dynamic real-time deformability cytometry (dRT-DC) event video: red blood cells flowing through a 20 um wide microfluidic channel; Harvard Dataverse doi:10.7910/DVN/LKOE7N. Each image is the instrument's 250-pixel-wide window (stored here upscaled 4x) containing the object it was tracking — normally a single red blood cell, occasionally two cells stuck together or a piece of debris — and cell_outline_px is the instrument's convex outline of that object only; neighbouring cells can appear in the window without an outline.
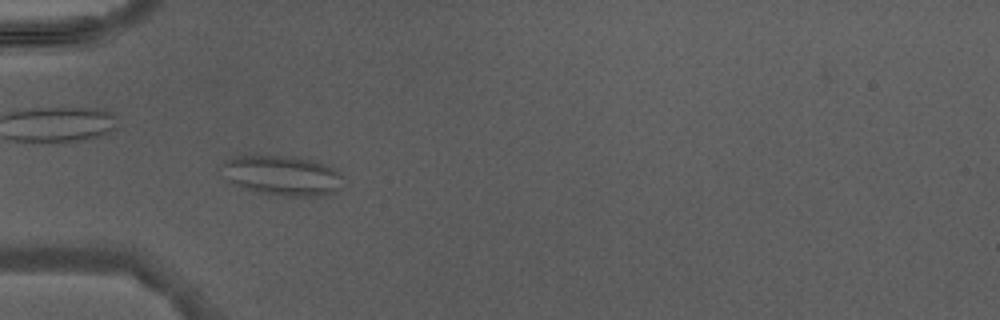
{"species": "Egyptian fruit bat (a non-hibernating species)", "species_latin": "Rousettus aegyptiacus", "temperature_condition": "warm", "stored_images_in_passage": 5, "camera_frame_rate_fps": 3000, "um_per_image_px": 0.085, "animal": {"sex": "male"}, "frame": {"image": 1, "passage_image": 3, "time_ms": 2.333, "image_size_px": [1000, 320], "cell_outline_px": [[344, 176], [340, 188], [324, 196], [276, 196], [256, 192], [244, 188], [228, 180], [216, 172], [216, 168], [224, 160], [232, 156], [300, 156], [324, 164], [340, 172]], "centroid_in_image_um": [23.91, 14.91], "position_along_channel_um": 61.1, "area_um2": 29.02}}
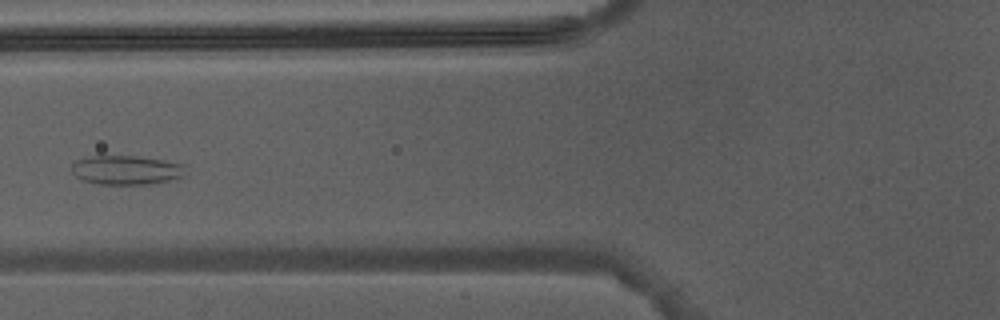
{"frame": {"image": 2, "passage_image": 4, "time_ms": 3.667, "image_size_px": [1000, 320], "cell_outline_px": [[184, 176], [168, 180], [148, 184], [100, 184], [84, 180], [76, 176], [72, 172], [72, 164], [76, 160], [92, 156], [136, 156], [164, 160], [184, 164]], "centroid_in_image_um": [10.73, 14.45], "position_along_channel_um": 115.1, "area_um2": 19.13}}